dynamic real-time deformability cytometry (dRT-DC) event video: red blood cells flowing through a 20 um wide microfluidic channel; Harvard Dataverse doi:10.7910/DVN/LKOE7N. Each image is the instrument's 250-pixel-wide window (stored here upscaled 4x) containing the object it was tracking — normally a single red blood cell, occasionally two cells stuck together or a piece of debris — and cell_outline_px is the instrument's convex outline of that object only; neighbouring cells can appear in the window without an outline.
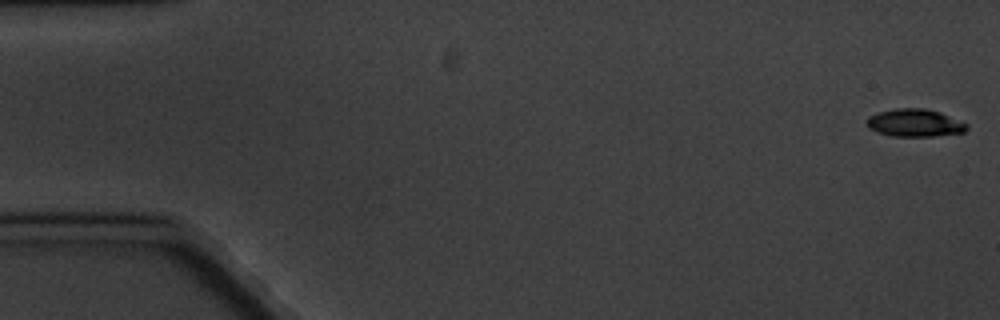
{"species": "common noctule bat (a hibernating species)", "species_latin": "Nyctalus noctula", "temperature_condition": "cold", "stored_images_in_passage": 6, "camera_frame_rate_fps": 3000, "um_per_image_px": 0.085, "animal": {"sex": "male", "body_mass_g": 20.1, "forearm_length_mm": 53.5}, "frame": {"image": 1, "passage_image": 1, "time_ms": 0.0, "image_size_px": [1000, 320], "cell_outline_px": [[968, 128], [964, 132], [932, 136], [892, 136], [876, 132], [868, 128], [868, 116], [880, 112], [896, 108], [924, 108], [940, 112], [968, 124]], "centroid_in_image_um": [77.76, 10.44], "position_along_channel_um": 7.2, "area_um2": 16.01}}
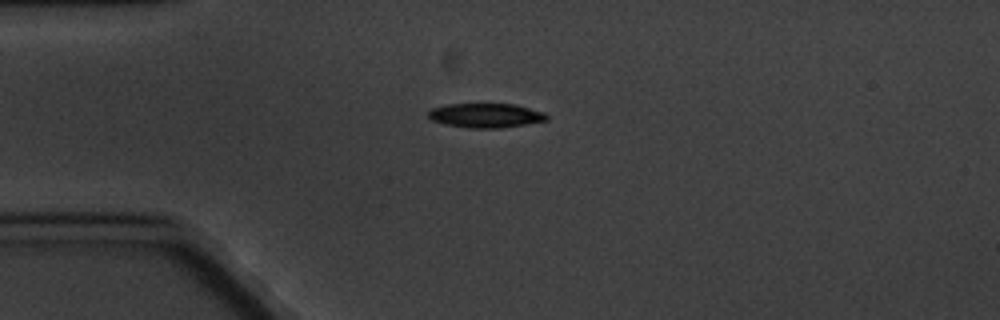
{"frame": {"image": 2, "passage_image": 5, "time_ms": 4.667, "image_size_px": [1000, 320], "cell_outline_px": [[548, 120], [500, 128], [468, 128], [444, 124], [432, 120], [428, 116], [428, 112], [432, 108], [448, 104], [516, 104], [544, 112], [548, 116]], "centroid_in_image_um": [41.29, 9.81], "position_along_channel_um": 43.7, "area_um2": 16.76}}